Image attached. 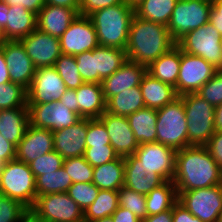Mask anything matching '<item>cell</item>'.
Segmentation results:
<instances>
[{"label": "cell", "instance_id": "94428289", "mask_svg": "<svg viewBox=\"0 0 222 222\" xmlns=\"http://www.w3.org/2000/svg\"><path fill=\"white\" fill-rule=\"evenodd\" d=\"M19 222H46L39 217L33 210L28 209L21 217Z\"/></svg>", "mask_w": 222, "mask_h": 222}, {"label": "cell", "instance_id": "1f68e13d", "mask_svg": "<svg viewBox=\"0 0 222 222\" xmlns=\"http://www.w3.org/2000/svg\"><path fill=\"white\" fill-rule=\"evenodd\" d=\"M178 201V194L173 181H165L146 195L147 216L172 209Z\"/></svg>", "mask_w": 222, "mask_h": 222}, {"label": "cell", "instance_id": "7c38bea8", "mask_svg": "<svg viewBox=\"0 0 222 222\" xmlns=\"http://www.w3.org/2000/svg\"><path fill=\"white\" fill-rule=\"evenodd\" d=\"M134 156L147 174L155 172L164 181H172L175 173L176 150L161 143L139 144Z\"/></svg>", "mask_w": 222, "mask_h": 222}, {"label": "cell", "instance_id": "277c9868", "mask_svg": "<svg viewBox=\"0 0 222 222\" xmlns=\"http://www.w3.org/2000/svg\"><path fill=\"white\" fill-rule=\"evenodd\" d=\"M0 194L31 209L36 201L35 177L28 164L13 159L0 167Z\"/></svg>", "mask_w": 222, "mask_h": 222}, {"label": "cell", "instance_id": "d6986e66", "mask_svg": "<svg viewBox=\"0 0 222 222\" xmlns=\"http://www.w3.org/2000/svg\"><path fill=\"white\" fill-rule=\"evenodd\" d=\"M99 119L103 122L110 137V145L120 157L134 155L139 147L126 117L104 112Z\"/></svg>", "mask_w": 222, "mask_h": 222}, {"label": "cell", "instance_id": "8d00e7d4", "mask_svg": "<svg viewBox=\"0 0 222 222\" xmlns=\"http://www.w3.org/2000/svg\"><path fill=\"white\" fill-rule=\"evenodd\" d=\"M53 67L66 84L67 89L76 90L84 83L80 76L75 56L61 54Z\"/></svg>", "mask_w": 222, "mask_h": 222}, {"label": "cell", "instance_id": "9c48e42d", "mask_svg": "<svg viewBox=\"0 0 222 222\" xmlns=\"http://www.w3.org/2000/svg\"><path fill=\"white\" fill-rule=\"evenodd\" d=\"M178 202L202 222H217L222 210V184L191 191H177Z\"/></svg>", "mask_w": 222, "mask_h": 222}, {"label": "cell", "instance_id": "db71d44e", "mask_svg": "<svg viewBox=\"0 0 222 222\" xmlns=\"http://www.w3.org/2000/svg\"><path fill=\"white\" fill-rule=\"evenodd\" d=\"M16 159V147L0 135V163Z\"/></svg>", "mask_w": 222, "mask_h": 222}, {"label": "cell", "instance_id": "836d02e7", "mask_svg": "<svg viewBox=\"0 0 222 222\" xmlns=\"http://www.w3.org/2000/svg\"><path fill=\"white\" fill-rule=\"evenodd\" d=\"M178 0H144L135 8V15L141 19L168 25Z\"/></svg>", "mask_w": 222, "mask_h": 222}, {"label": "cell", "instance_id": "9f6ffc18", "mask_svg": "<svg viewBox=\"0 0 222 222\" xmlns=\"http://www.w3.org/2000/svg\"><path fill=\"white\" fill-rule=\"evenodd\" d=\"M113 222H141L139 218L129 210L118 206L117 210L112 215Z\"/></svg>", "mask_w": 222, "mask_h": 222}, {"label": "cell", "instance_id": "4dcf8cb0", "mask_svg": "<svg viewBox=\"0 0 222 222\" xmlns=\"http://www.w3.org/2000/svg\"><path fill=\"white\" fill-rule=\"evenodd\" d=\"M145 107L140 86L127 89L106 102V112L127 117Z\"/></svg>", "mask_w": 222, "mask_h": 222}, {"label": "cell", "instance_id": "e0dca14e", "mask_svg": "<svg viewBox=\"0 0 222 222\" xmlns=\"http://www.w3.org/2000/svg\"><path fill=\"white\" fill-rule=\"evenodd\" d=\"M3 55L9 68L10 81L29 88L36 68L20 41H1Z\"/></svg>", "mask_w": 222, "mask_h": 222}, {"label": "cell", "instance_id": "e575fe53", "mask_svg": "<svg viewBox=\"0 0 222 222\" xmlns=\"http://www.w3.org/2000/svg\"><path fill=\"white\" fill-rule=\"evenodd\" d=\"M118 206V191L99 190L95 201L84 210V222L112 216Z\"/></svg>", "mask_w": 222, "mask_h": 222}, {"label": "cell", "instance_id": "003e7915", "mask_svg": "<svg viewBox=\"0 0 222 222\" xmlns=\"http://www.w3.org/2000/svg\"><path fill=\"white\" fill-rule=\"evenodd\" d=\"M217 222H222V210H221V212H220V214L218 216Z\"/></svg>", "mask_w": 222, "mask_h": 222}, {"label": "cell", "instance_id": "9a60e30c", "mask_svg": "<svg viewBox=\"0 0 222 222\" xmlns=\"http://www.w3.org/2000/svg\"><path fill=\"white\" fill-rule=\"evenodd\" d=\"M59 40L61 52L66 55L75 56L99 46L96 30L89 16L78 15Z\"/></svg>", "mask_w": 222, "mask_h": 222}, {"label": "cell", "instance_id": "6da1fadb", "mask_svg": "<svg viewBox=\"0 0 222 222\" xmlns=\"http://www.w3.org/2000/svg\"><path fill=\"white\" fill-rule=\"evenodd\" d=\"M173 183L176 191H191L222 184V169L206 146L190 145L176 151Z\"/></svg>", "mask_w": 222, "mask_h": 222}, {"label": "cell", "instance_id": "680465c9", "mask_svg": "<svg viewBox=\"0 0 222 222\" xmlns=\"http://www.w3.org/2000/svg\"><path fill=\"white\" fill-rule=\"evenodd\" d=\"M46 4L58 7L72 8L78 13L80 0H46Z\"/></svg>", "mask_w": 222, "mask_h": 222}, {"label": "cell", "instance_id": "f35d334b", "mask_svg": "<svg viewBox=\"0 0 222 222\" xmlns=\"http://www.w3.org/2000/svg\"><path fill=\"white\" fill-rule=\"evenodd\" d=\"M119 206L135 214L140 220L147 217L146 213V195L122 186L118 190Z\"/></svg>", "mask_w": 222, "mask_h": 222}, {"label": "cell", "instance_id": "f1b7e54d", "mask_svg": "<svg viewBox=\"0 0 222 222\" xmlns=\"http://www.w3.org/2000/svg\"><path fill=\"white\" fill-rule=\"evenodd\" d=\"M139 144L157 141V110L144 107L126 117Z\"/></svg>", "mask_w": 222, "mask_h": 222}, {"label": "cell", "instance_id": "5b68a950", "mask_svg": "<svg viewBox=\"0 0 222 222\" xmlns=\"http://www.w3.org/2000/svg\"><path fill=\"white\" fill-rule=\"evenodd\" d=\"M183 100L187 119L188 146H205L213 134L214 109L205 99L196 93L179 96Z\"/></svg>", "mask_w": 222, "mask_h": 222}, {"label": "cell", "instance_id": "3957f363", "mask_svg": "<svg viewBox=\"0 0 222 222\" xmlns=\"http://www.w3.org/2000/svg\"><path fill=\"white\" fill-rule=\"evenodd\" d=\"M135 9L126 3L102 8L89 17L96 30L99 46L126 49Z\"/></svg>", "mask_w": 222, "mask_h": 222}, {"label": "cell", "instance_id": "91938a15", "mask_svg": "<svg viewBox=\"0 0 222 222\" xmlns=\"http://www.w3.org/2000/svg\"><path fill=\"white\" fill-rule=\"evenodd\" d=\"M10 82L9 68L3 55V49L0 46V84Z\"/></svg>", "mask_w": 222, "mask_h": 222}, {"label": "cell", "instance_id": "4fadbf2b", "mask_svg": "<svg viewBox=\"0 0 222 222\" xmlns=\"http://www.w3.org/2000/svg\"><path fill=\"white\" fill-rule=\"evenodd\" d=\"M29 124L35 127L55 131L67 128L78 122L81 117L62 105L60 101L44 104H27Z\"/></svg>", "mask_w": 222, "mask_h": 222}, {"label": "cell", "instance_id": "ac0fdd59", "mask_svg": "<svg viewBox=\"0 0 222 222\" xmlns=\"http://www.w3.org/2000/svg\"><path fill=\"white\" fill-rule=\"evenodd\" d=\"M88 118H81L74 125L53 131L54 151L63 159L83 156L86 150Z\"/></svg>", "mask_w": 222, "mask_h": 222}, {"label": "cell", "instance_id": "83f0119b", "mask_svg": "<svg viewBox=\"0 0 222 222\" xmlns=\"http://www.w3.org/2000/svg\"><path fill=\"white\" fill-rule=\"evenodd\" d=\"M181 63V49L176 45L148 67L147 72L161 82L176 87Z\"/></svg>", "mask_w": 222, "mask_h": 222}, {"label": "cell", "instance_id": "bcb514c9", "mask_svg": "<svg viewBox=\"0 0 222 222\" xmlns=\"http://www.w3.org/2000/svg\"><path fill=\"white\" fill-rule=\"evenodd\" d=\"M86 147L110 145V137L103 122L99 118L88 119Z\"/></svg>", "mask_w": 222, "mask_h": 222}, {"label": "cell", "instance_id": "74e56055", "mask_svg": "<svg viewBox=\"0 0 222 222\" xmlns=\"http://www.w3.org/2000/svg\"><path fill=\"white\" fill-rule=\"evenodd\" d=\"M21 107H27L26 89L11 81L0 84V110Z\"/></svg>", "mask_w": 222, "mask_h": 222}, {"label": "cell", "instance_id": "f907efd6", "mask_svg": "<svg viewBox=\"0 0 222 222\" xmlns=\"http://www.w3.org/2000/svg\"><path fill=\"white\" fill-rule=\"evenodd\" d=\"M172 222H202L178 201L172 207Z\"/></svg>", "mask_w": 222, "mask_h": 222}, {"label": "cell", "instance_id": "be15d7a7", "mask_svg": "<svg viewBox=\"0 0 222 222\" xmlns=\"http://www.w3.org/2000/svg\"><path fill=\"white\" fill-rule=\"evenodd\" d=\"M9 13V6L6 3L0 1V32L6 26V16Z\"/></svg>", "mask_w": 222, "mask_h": 222}, {"label": "cell", "instance_id": "44dd1931", "mask_svg": "<svg viewBox=\"0 0 222 222\" xmlns=\"http://www.w3.org/2000/svg\"><path fill=\"white\" fill-rule=\"evenodd\" d=\"M146 72L147 67L127 60L112 75L102 80L101 86L105 101L107 102L112 96L127 89L140 86L142 78Z\"/></svg>", "mask_w": 222, "mask_h": 222}, {"label": "cell", "instance_id": "8fae6325", "mask_svg": "<svg viewBox=\"0 0 222 222\" xmlns=\"http://www.w3.org/2000/svg\"><path fill=\"white\" fill-rule=\"evenodd\" d=\"M217 69L200 56L181 50V63L175 87L178 96L196 93L216 73Z\"/></svg>", "mask_w": 222, "mask_h": 222}, {"label": "cell", "instance_id": "681fc988", "mask_svg": "<svg viewBox=\"0 0 222 222\" xmlns=\"http://www.w3.org/2000/svg\"><path fill=\"white\" fill-rule=\"evenodd\" d=\"M205 146L222 169V131L215 132Z\"/></svg>", "mask_w": 222, "mask_h": 222}, {"label": "cell", "instance_id": "6125c7cd", "mask_svg": "<svg viewBox=\"0 0 222 222\" xmlns=\"http://www.w3.org/2000/svg\"><path fill=\"white\" fill-rule=\"evenodd\" d=\"M214 127L216 132L222 131V104L214 109Z\"/></svg>", "mask_w": 222, "mask_h": 222}, {"label": "cell", "instance_id": "f6af8a7d", "mask_svg": "<svg viewBox=\"0 0 222 222\" xmlns=\"http://www.w3.org/2000/svg\"><path fill=\"white\" fill-rule=\"evenodd\" d=\"M27 210L19 201L0 194V222H19Z\"/></svg>", "mask_w": 222, "mask_h": 222}, {"label": "cell", "instance_id": "6f0895ef", "mask_svg": "<svg viewBox=\"0 0 222 222\" xmlns=\"http://www.w3.org/2000/svg\"><path fill=\"white\" fill-rule=\"evenodd\" d=\"M172 220V209H170L159 214L147 216L141 222H172Z\"/></svg>", "mask_w": 222, "mask_h": 222}, {"label": "cell", "instance_id": "e7e4bbea", "mask_svg": "<svg viewBox=\"0 0 222 222\" xmlns=\"http://www.w3.org/2000/svg\"><path fill=\"white\" fill-rule=\"evenodd\" d=\"M127 5L135 9L139 4H141L144 0H124Z\"/></svg>", "mask_w": 222, "mask_h": 222}, {"label": "cell", "instance_id": "d6a6232c", "mask_svg": "<svg viewBox=\"0 0 222 222\" xmlns=\"http://www.w3.org/2000/svg\"><path fill=\"white\" fill-rule=\"evenodd\" d=\"M127 61L124 49L98 46L95 48L96 72L99 74V84L112 75Z\"/></svg>", "mask_w": 222, "mask_h": 222}, {"label": "cell", "instance_id": "30bf717a", "mask_svg": "<svg viewBox=\"0 0 222 222\" xmlns=\"http://www.w3.org/2000/svg\"><path fill=\"white\" fill-rule=\"evenodd\" d=\"M31 210L46 222H84V211L67 193L37 196Z\"/></svg>", "mask_w": 222, "mask_h": 222}, {"label": "cell", "instance_id": "d590c367", "mask_svg": "<svg viewBox=\"0 0 222 222\" xmlns=\"http://www.w3.org/2000/svg\"><path fill=\"white\" fill-rule=\"evenodd\" d=\"M36 195H47L54 193H66L72 185L70 176L62 166L55 172L42 174L35 179Z\"/></svg>", "mask_w": 222, "mask_h": 222}, {"label": "cell", "instance_id": "7402d4cb", "mask_svg": "<svg viewBox=\"0 0 222 222\" xmlns=\"http://www.w3.org/2000/svg\"><path fill=\"white\" fill-rule=\"evenodd\" d=\"M77 16L72 8L46 4L37 14V29L60 38Z\"/></svg>", "mask_w": 222, "mask_h": 222}, {"label": "cell", "instance_id": "ab89813d", "mask_svg": "<svg viewBox=\"0 0 222 222\" xmlns=\"http://www.w3.org/2000/svg\"><path fill=\"white\" fill-rule=\"evenodd\" d=\"M63 167L70 176L72 184L77 182H92L94 167L83 156L64 159Z\"/></svg>", "mask_w": 222, "mask_h": 222}, {"label": "cell", "instance_id": "8992f818", "mask_svg": "<svg viewBox=\"0 0 222 222\" xmlns=\"http://www.w3.org/2000/svg\"><path fill=\"white\" fill-rule=\"evenodd\" d=\"M156 129L157 143L176 151L188 146L187 119L183 100L180 97L157 109Z\"/></svg>", "mask_w": 222, "mask_h": 222}, {"label": "cell", "instance_id": "7a4b0ae2", "mask_svg": "<svg viewBox=\"0 0 222 222\" xmlns=\"http://www.w3.org/2000/svg\"><path fill=\"white\" fill-rule=\"evenodd\" d=\"M176 45L166 25L134 15L125 49L127 60L148 67Z\"/></svg>", "mask_w": 222, "mask_h": 222}, {"label": "cell", "instance_id": "484cf974", "mask_svg": "<svg viewBox=\"0 0 222 222\" xmlns=\"http://www.w3.org/2000/svg\"><path fill=\"white\" fill-rule=\"evenodd\" d=\"M29 125L28 107L0 110V135L18 146Z\"/></svg>", "mask_w": 222, "mask_h": 222}, {"label": "cell", "instance_id": "60d3db41", "mask_svg": "<svg viewBox=\"0 0 222 222\" xmlns=\"http://www.w3.org/2000/svg\"><path fill=\"white\" fill-rule=\"evenodd\" d=\"M99 188L93 182L73 183L66 192L84 211L97 198Z\"/></svg>", "mask_w": 222, "mask_h": 222}, {"label": "cell", "instance_id": "c3c4849f", "mask_svg": "<svg viewBox=\"0 0 222 222\" xmlns=\"http://www.w3.org/2000/svg\"><path fill=\"white\" fill-rule=\"evenodd\" d=\"M125 3L124 0H80L78 15L90 16L92 13L116 4Z\"/></svg>", "mask_w": 222, "mask_h": 222}, {"label": "cell", "instance_id": "ba28073f", "mask_svg": "<svg viewBox=\"0 0 222 222\" xmlns=\"http://www.w3.org/2000/svg\"><path fill=\"white\" fill-rule=\"evenodd\" d=\"M211 8V0H178L167 25L173 40L208 23Z\"/></svg>", "mask_w": 222, "mask_h": 222}, {"label": "cell", "instance_id": "11a10c76", "mask_svg": "<svg viewBox=\"0 0 222 222\" xmlns=\"http://www.w3.org/2000/svg\"><path fill=\"white\" fill-rule=\"evenodd\" d=\"M78 98L76 96V91L72 89H67L65 93L61 96L60 102L65 105L71 111L79 115Z\"/></svg>", "mask_w": 222, "mask_h": 222}, {"label": "cell", "instance_id": "ffe728a7", "mask_svg": "<svg viewBox=\"0 0 222 222\" xmlns=\"http://www.w3.org/2000/svg\"><path fill=\"white\" fill-rule=\"evenodd\" d=\"M54 150L53 131L28 125L16 147V159L26 164Z\"/></svg>", "mask_w": 222, "mask_h": 222}, {"label": "cell", "instance_id": "cb8c5ba5", "mask_svg": "<svg viewBox=\"0 0 222 222\" xmlns=\"http://www.w3.org/2000/svg\"><path fill=\"white\" fill-rule=\"evenodd\" d=\"M124 186L138 193L147 195L152 189L159 187L165 181L155 172L147 174L139 165L134 155L124 157Z\"/></svg>", "mask_w": 222, "mask_h": 222}, {"label": "cell", "instance_id": "4316f807", "mask_svg": "<svg viewBox=\"0 0 222 222\" xmlns=\"http://www.w3.org/2000/svg\"><path fill=\"white\" fill-rule=\"evenodd\" d=\"M75 91L81 118H99L106 111V101L101 84L83 83Z\"/></svg>", "mask_w": 222, "mask_h": 222}, {"label": "cell", "instance_id": "b9f144b4", "mask_svg": "<svg viewBox=\"0 0 222 222\" xmlns=\"http://www.w3.org/2000/svg\"><path fill=\"white\" fill-rule=\"evenodd\" d=\"M77 67L84 83H99L96 72L95 48L75 55Z\"/></svg>", "mask_w": 222, "mask_h": 222}, {"label": "cell", "instance_id": "603a6c76", "mask_svg": "<svg viewBox=\"0 0 222 222\" xmlns=\"http://www.w3.org/2000/svg\"><path fill=\"white\" fill-rule=\"evenodd\" d=\"M37 29V14L23 6L9 7L6 26L0 32L2 41H19Z\"/></svg>", "mask_w": 222, "mask_h": 222}, {"label": "cell", "instance_id": "d4e9b609", "mask_svg": "<svg viewBox=\"0 0 222 222\" xmlns=\"http://www.w3.org/2000/svg\"><path fill=\"white\" fill-rule=\"evenodd\" d=\"M140 89L145 107L156 110L179 97L174 87L154 78L148 72L142 78Z\"/></svg>", "mask_w": 222, "mask_h": 222}, {"label": "cell", "instance_id": "7bdbcfd3", "mask_svg": "<svg viewBox=\"0 0 222 222\" xmlns=\"http://www.w3.org/2000/svg\"><path fill=\"white\" fill-rule=\"evenodd\" d=\"M64 159L56 152L52 151L36 158L29 163V167L35 179L46 173L55 172L63 166Z\"/></svg>", "mask_w": 222, "mask_h": 222}, {"label": "cell", "instance_id": "f5cc1de1", "mask_svg": "<svg viewBox=\"0 0 222 222\" xmlns=\"http://www.w3.org/2000/svg\"><path fill=\"white\" fill-rule=\"evenodd\" d=\"M209 22L222 35V0H212Z\"/></svg>", "mask_w": 222, "mask_h": 222}, {"label": "cell", "instance_id": "7dc6e473", "mask_svg": "<svg viewBox=\"0 0 222 222\" xmlns=\"http://www.w3.org/2000/svg\"><path fill=\"white\" fill-rule=\"evenodd\" d=\"M83 157L92 167H96L115 160L119 156L111 145H105L87 147Z\"/></svg>", "mask_w": 222, "mask_h": 222}, {"label": "cell", "instance_id": "f546056e", "mask_svg": "<svg viewBox=\"0 0 222 222\" xmlns=\"http://www.w3.org/2000/svg\"><path fill=\"white\" fill-rule=\"evenodd\" d=\"M124 177V157L119 156L115 160L94 167L92 182L100 190L118 191L124 186Z\"/></svg>", "mask_w": 222, "mask_h": 222}, {"label": "cell", "instance_id": "52a82bcc", "mask_svg": "<svg viewBox=\"0 0 222 222\" xmlns=\"http://www.w3.org/2000/svg\"><path fill=\"white\" fill-rule=\"evenodd\" d=\"M177 46L183 52L200 56L217 70H222L221 35L210 22L187 33Z\"/></svg>", "mask_w": 222, "mask_h": 222}, {"label": "cell", "instance_id": "5bb4252c", "mask_svg": "<svg viewBox=\"0 0 222 222\" xmlns=\"http://www.w3.org/2000/svg\"><path fill=\"white\" fill-rule=\"evenodd\" d=\"M66 90V84L53 66L37 68L33 81L26 90L27 104L59 101Z\"/></svg>", "mask_w": 222, "mask_h": 222}, {"label": "cell", "instance_id": "816d5d0a", "mask_svg": "<svg viewBox=\"0 0 222 222\" xmlns=\"http://www.w3.org/2000/svg\"><path fill=\"white\" fill-rule=\"evenodd\" d=\"M9 7L11 6H23L27 10H30L36 14L46 5V0H1Z\"/></svg>", "mask_w": 222, "mask_h": 222}, {"label": "cell", "instance_id": "03108f58", "mask_svg": "<svg viewBox=\"0 0 222 222\" xmlns=\"http://www.w3.org/2000/svg\"><path fill=\"white\" fill-rule=\"evenodd\" d=\"M93 222H113V220H112V216H108V217H105V218L95 220Z\"/></svg>", "mask_w": 222, "mask_h": 222}, {"label": "cell", "instance_id": "ee69618b", "mask_svg": "<svg viewBox=\"0 0 222 222\" xmlns=\"http://www.w3.org/2000/svg\"><path fill=\"white\" fill-rule=\"evenodd\" d=\"M214 107L222 104V70H217L214 76L205 83L197 92Z\"/></svg>", "mask_w": 222, "mask_h": 222}, {"label": "cell", "instance_id": "2e32d148", "mask_svg": "<svg viewBox=\"0 0 222 222\" xmlns=\"http://www.w3.org/2000/svg\"><path fill=\"white\" fill-rule=\"evenodd\" d=\"M34 67H52L62 54L60 40L38 29L19 40Z\"/></svg>", "mask_w": 222, "mask_h": 222}]
</instances>
